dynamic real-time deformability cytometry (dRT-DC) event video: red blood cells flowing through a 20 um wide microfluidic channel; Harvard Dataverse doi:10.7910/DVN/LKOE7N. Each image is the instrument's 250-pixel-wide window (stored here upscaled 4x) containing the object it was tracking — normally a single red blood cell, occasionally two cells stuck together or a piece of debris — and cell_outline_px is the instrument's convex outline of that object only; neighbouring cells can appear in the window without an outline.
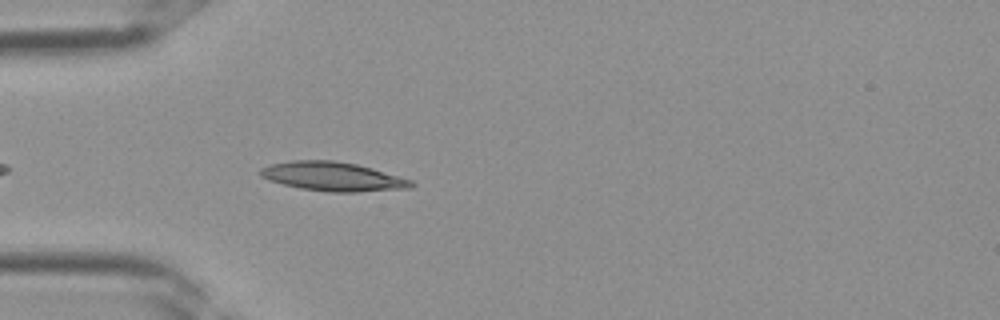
{"species": "Egyptian fruit bat (a non-hibernating species)", "species_latin": "Rousettus aegyptiacus", "temperature_condition": "room temperature", "stored_images_in_passage": 28, "camera_frame_rate_fps": 3000, "um_per_image_px": 0.085, "frame": {"image": 1, "passage_image": 3, "time_ms": 0.667, "image_size_px": [1000, 320], "cell_outline_px": [[416, 184], [412, 188], [356, 192], [328, 192], [300, 188], [268, 180], [260, 176], [260, 168], [272, 164], [292, 160], [332, 160], [356, 164], [372, 168], [412, 180]], "centroid_in_image_um": [28.31, 15.01], "position_along_channel_um": 56.7, "area_um2": 25.49}}
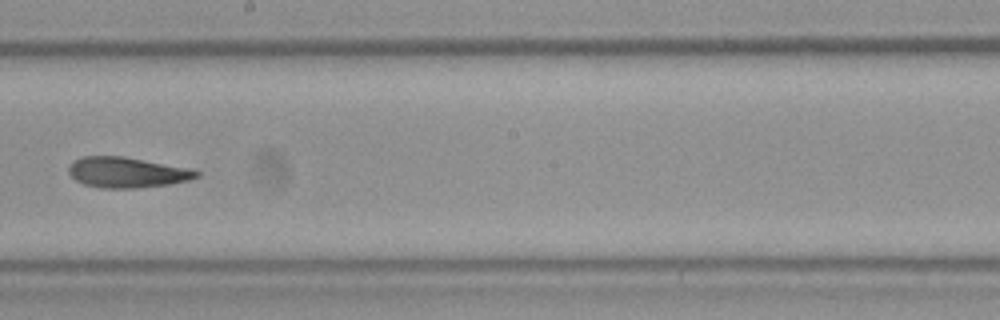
{"frame": {"image": 2, "passage_image": 13, "time_ms": 4.0, "image_size_px": [1000, 320], "cell_outline_px": [[200, 176], [188, 180], [168, 184], [132, 188], [104, 188], [84, 184], [76, 180], [68, 172], [68, 168], [72, 160], [84, 156], [124, 156], [196, 168], [200, 172]], "centroid_in_image_um": [10.84, 14.63], "position_along_channel_um": 237.4, "area_um2": 23.0}}
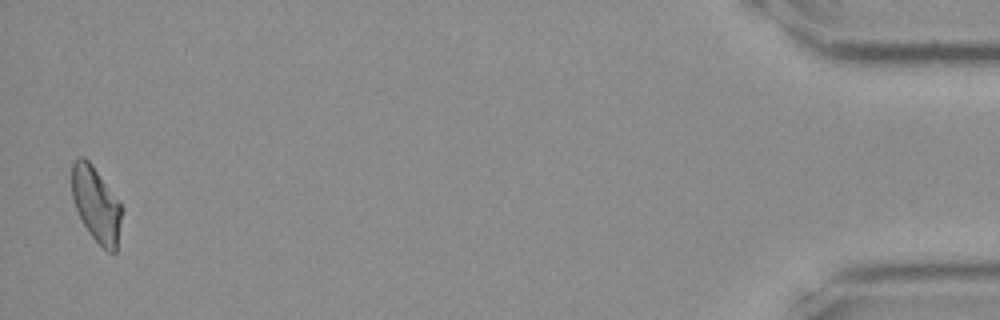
{"frame": {"image": 3, "passage_image": 28, "time_ms": 9.0, "image_size_px": [1000, 320], "cell_outline_px": [[120, 220], [116, 252], [108, 252], [88, 232], [76, 208], [72, 196], [72, 164], [80, 156], [84, 156], [92, 164], [120, 204]], "centroid_in_image_um": [8.14, 17.35], "position_along_channel_um": 427.1, "area_um2": 21.04}}